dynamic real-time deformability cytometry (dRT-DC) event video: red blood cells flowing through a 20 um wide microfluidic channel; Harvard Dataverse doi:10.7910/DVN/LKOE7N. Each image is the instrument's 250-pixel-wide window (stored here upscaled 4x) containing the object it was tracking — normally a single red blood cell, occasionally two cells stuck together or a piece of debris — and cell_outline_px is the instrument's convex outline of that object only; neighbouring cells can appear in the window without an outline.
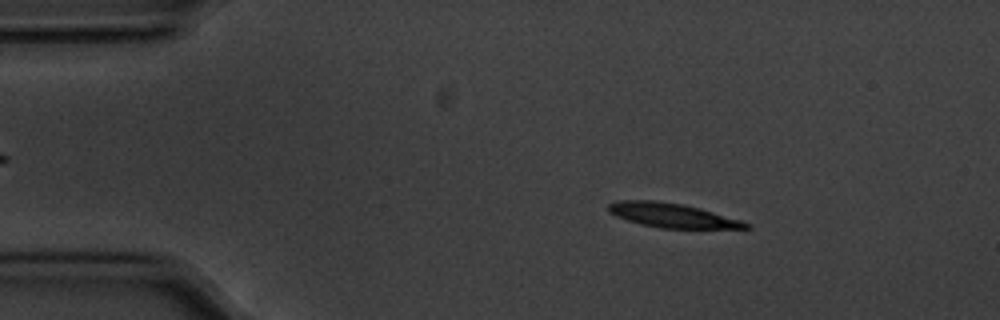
{"species": "common noctule bat (a hibernating species)", "species_latin": "Nyctalus noctula", "temperature_condition": "cold", "stored_images_in_passage": 55, "camera_frame_rate_fps": 3000, "um_per_image_px": 0.085, "animal": {"sex": "male", "body_mass_g": 20.1, "forearm_length_mm": 53.5}, "frame": {"image": 1, "passage_image": 8, "time_ms": 2.333, "image_size_px": [1000, 320], "cell_outline_px": [[752, 228], [660, 228], [640, 224], [616, 216], [608, 212], [608, 204], [616, 200], [652, 200], [680, 204], [700, 208], [740, 220], [752, 224]], "centroid_in_image_um": [57.11, 18.3], "position_along_channel_um": 27.9, "area_um2": 19.31}}
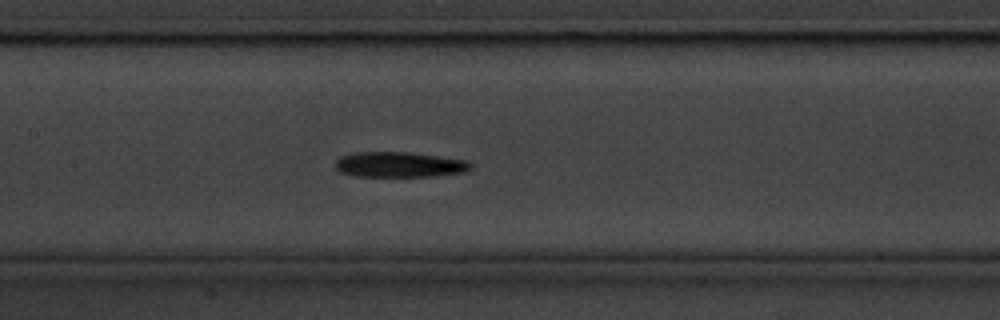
{"frame": {"image": 2, "passage_image": 25, "time_ms": 8.0, "image_size_px": [1000, 320], "cell_outline_px": [[472, 168], [464, 172], [432, 176], [352, 176], [340, 172], [336, 168], [336, 160], [340, 156], [356, 152], [408, 152], [468, 160], [472, 164]], "centroid_in_image_um": [33.94, 13.99], "position_along_channel_um": 173.5, "area_um2": 20.0}}
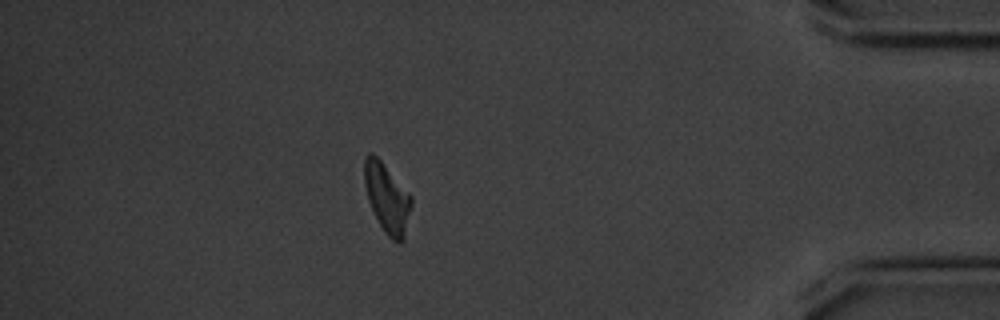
{"frame": {"image": 3, "passage_image": 48, "time_ms": 15.667, "image_size_px": [1000, 320], "cell_outline_px": [[412, 204], [404, 240], [400, 244], [392, 240], [384, 232], [368, 200], [364, 184], [364, 156], [368, 152], [372, 152], [380, 160], [412, 196]], "centroid_in_image_um": [32.9, 16.84], "position_along_channel_um": 402.3, "area_um2": 18.96}, "authors_computed_cell_mechanics": {"area_um2": 19.941, "velocity_mm_per_s": 3.545, "shape_relaxation_time_tau1_ms": 6.3871, "shape_relaxation_time_tau2_ms": null, "deformation_change_tau1": 0.1775, "deformation_change_tau2": null}}